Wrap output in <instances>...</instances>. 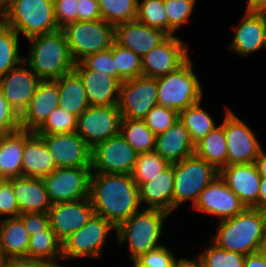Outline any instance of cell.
<instances>
[{
  "instance_id": "23",
  "label": "cell",
  "mask_w": 266,
  "mask_h": 267,
  "mask_svg": "<svg viewBox=\"0 0 266 267\" xmlns=\"http://www.w3.org/2000/svg\"><path fill=\"white\" fill-rule=\"evenodd\" d=\"M74 70L83 81L90 106L118 104L120 82L116 78L89 70L81 62L75 63Z\"/></svg>"
},
{
  "instance_id": "29",
  "label": "cell",
  "mask_w": 266,
  "mask_h": 267,
  "mask_svg": "<svg viewBox=\"0 0 266 267\" xmlns=\"http://www.w3.org/2000/svg\"><path fill=\"white\" fill-rule=\"evenodd\" d=\"M29 239V232L19 216L1 219L0 250L3 258L27 257Z\"/></svg>"
},
{
  "instance_id": "60",
  "label": "cell",
  "mask_w": 266,
  "mask_h": 267,
  "mask_svg": "<svg viewBox=\"0 0 266 267\" xmlns=\"http://www.w3.org/2000/svg\"><path fill=\"white\" fill-rule=\"evenodd\" d=\"M12 0H0V5L5 9Z\"/></svg>"
},
{
  "instance_id": "46",
  "label": "cell",
  "mask_w": 266,
  "mask_h": 267,
  "mask_svg": "<svg viewBox=\"0 0 266 267\" xmlns=\"http://www.w3.org/2000/svg\"><path fill=\"white\" fill-rule=\"evenodd\" d=\"M80 62L89 70L102 72L117 79V68L111 49L90 54Z\"/></svg>"
},
{
  "instance_id": "2",
  "label": "cell",
  "mask_w": 266,
  "mask_h": 267,
  "mask_svg": "<svg viewBox=\"0 0 266 267\" xmlns=\"http://www.w3.org/2000/svg\"><path fill=\"white\" fill-rule=\"evenodd\" d=\"M28 40L32 46L28 57L23 58L24 65H28L41 81L57 80L74 70L75 62L61 29Z\"/></svg>"
},
{
  "instance_id": "55",
  "label": "cell",
  "mask_w": 266,
  "mask_h": 267,
  "mask_svg": "<svg viewBox=\"0 0 266 267\" xmlns=\"http://www.w3.org/2000/svg\"><path fill=\"white\" fill-rule=\"evenodd\" d=\"M196 260H188L186 258L175 259L174 267H204L202 258L196 257Z\"/></svg>"
},
{
  "instance_id": "18",
  "label": "cell",
  "mask_w": 266,
  "mask_h": 267,
  "mask_svg": "<svg viewBox=\"0 0 266 267\" xmlns=\"http://www.w3.org/2000/svg\"><path fill=\"white\" fill-rule=\"evenodd\" d=\"M220 178L246 208L259 209L261 175L255 163L231 164L219 170Z\"/></svg>"
},
{
  "instance_id": "25",
  "label": "cell",
  "mask_w": 266,
  "mask_h": 267,
  "mask_svg": "<svg viewBox=\"0 0 266 267\" xmlns=\"http://www.w3.org/2000/svg\"><path fill=\"white\" fill-rule=\"evenodd\" d=\"M8 180L12 183L20 214L49 212L52 203L42 178L21 176Z\"/></svg>"
},
{
  "instance_id": "38",
  "label": "cell",
  "mask_w": 266,
  "mask_h": 267,
  "mask_svg": "<svg viewBox=\"0 0 266 267\" xmlns=\"http://www.w3.org/2000/svg\"><path fill=\"white\" fill-rule=\"evenodd\" d=\"M168 165L169 163L155 151L139 153L130 175L139 187L158 176Z\"/></svg>"
},
{
  "instance_id": "41",
  "label": "cell",
  "mask_w": 266,
  "mask_h": 267,
  "mask_svg": "<svg viewBox=\"0 0 266 267\" xmlns=\"http://www.w3.org/2000/svg\"><path fill=\"white\" fill-rule=\"evenodd\" d=\"M195 5L196 0H164L168 35H173L184 23L188 22Z\"/></svg>"
},
{
  "instance_id": "5",
  "label": "cell",
  "mask_w": 266,
  "mask_h": 267,
  "mask_svg": "<svg viewBox=\"0 0 266 267\" xmlns=\"http://www.w3.org/2000/svg\"><path fill=\"white\" fill-rule=\"evenodd\" d=\"M4 23L27 39L60 29L53 0H12L5 8Z\"/></svg>"
},
{
  "instance_id": "6",
  "label": "cell",
  "mask_w": 266,
  "mask_h": 267,
  "mask_svg": "<svg viewBox=\"0 0 266 267\" xmlns=\"http://www.w3.org/2000/svg\"><path fill=\"white\" fill-rule=\"evenodd\" d=\"M203 91L190 58L178 69L157 78V104L178 113L202 101Z\"/></svg>"
},
{
  "instance_id": "16",
  "label": "cell",
  "mask_w": 266,
  "mask_h": 267,
  "mask_svg": "<svg viewBox=\"0 0 266 267\" xmlns=\"http://www.w3.org/2000/svg\"><path fill=\"white\" fill-rule=\"evenodd\" d=\"M188 50L183 41L175 35H169L142 57V75L155 79L166 76L190 58Z\"/></svg>"
},
{
  "instance_id": "44",
  "label": "cell",
  "mask_w": 266,
  "mask_h": 267,
  "mask_svg": "<svg viewBox=\"0 0 266 267\" xmlns=\"http://www.w3.org/2000/svg\"><path fill=\"white\" fill-rule=\"evenodd\" d=\"M177 119H179V113L176 110L156 105L143 120L157 136L168 130Z\"/></svg>"
},
{
  "instance_id": "58",
  "label": "cell",
  "mask_w": 266,
  "mask_h": 267,
  "mask_svg": "<svg viewBox=\"0 0 266 267\" xmlns=\"http://www.w3.org/2000/svg\"><path fill=\"white\" fill-rule=\"evenodd\" d=\"M259 253L266 259V226H265L262 241L260 244Z\"/></svg>"
},
{
  "instance_id": "26",
  "label": "cell",
  "mask_w": 266,
  "mask_h": 267,
  "mask_svg": "<svg viewBox=\"0 0 266 267\" xmlns=\"http://www.w3.org/2000/svg\"><path fill=\"white\" fill-rule=\"evenodd\" d=\"M154 151L173 164L194 155L195 144L183 123L177 119L168 130L156 136Z\"/></svg>"
},
{
  "instance_id": "13",
  "label": "cell",
  "mask_w": 266,
  "mask_h": 267,
  "mask_svg": "<svg viewBox=\"0 0 266 267\" xmlns=\"http://www.w3.org/2000/svg\"><path fill=\"white\" fill-rule=\"evenodd\" d=\"M91 168H56L42 178L52 204L89 198Z\"/></svg>"
},
{
  "instance_id": "34",
  "label": "cell",
  "mask_w": 266,
  "mask_h": 267,
  "mask_svg": "<svg viewBox=\"0 0 266 267\" xmlns=\"http://www.w3.org/2000/svg\"><path fill=\"white\" fill-rule=\"evenodd\" d=\"M120 134L138 154L152 152L155 149L156 135L144 120L122 118Z\"/></svg>"
},
{
  "instance_id": "50",
  "label": "cell",
  "mask_w": 266,
  "mask_h": 267,
  "mask_svg": "<svg viewBox=\"0 0 266 267\" xmlns=\"http://www.w3.org/2000/svg\"><path fill=\"white\" fill-rule=\"evenodd\" d=\"M19 217L22 219L30 236L46 229L50 225L48 213H21Z\"/></svg>"
},
{
  "instance_id": "45",
  "label": "cell",
  "mask_w": 266,
  "mask_h": 267,
  "mask_svg": "<svg viewBox=\"0 0 266 267\" xmlns=\"http://www.w3.org/2000/svg\"><path fill=\"white\" fill-rule=\"evenodd\" d=\"M175 259L170 250L162 245L142 254L132 267H174Z\"/></svg>"
},
{
  "instance_id": "51",
  "label": "cell",
  "mask_w": 266,
  "mask_h": 267,
  "mask_svg": "<svg viewBox=\"0 0 266 267\" xmlns=\"http://www.w3.org/2000/svg\"><path fill=\"white\" fill-rule=\"evenodd\" d=\"M101 19L97 0H78V21Z\"/></svg>"
},
{
  "instance_id": "14",
  "label": "cell",
  "mask_w": 266,
  "mask_h": 267,
  "mask_svg": "<svg viewBox=\"0 0 266 267\" xmlns=\"http://www.w3.org/2000/svg\"><path fill=\"white\" fill-rule=\"evenodd\" d=\"M57 168H91L92 148L75 131L60 134H38Z\"/></svg>"
},
{
  "instance_id": "61",
  "label": "cell",
  "mask_w": 266,
  "mask_h": 267,
  "mask_svg": "<svg viewBox=\"0 0 266 267\" xmlns=\"http://www.w3.org/2000/svg\"><path fill=\"white\" fill-rule=\"evenodd\" d=\"M5 136V133H3L2 131H0V144H1V141H2V138Z\"/></svg>"
},
{
  "instance_id": "20",
  "label": "cell",
  "mask_w": 266,
  "mask_h": 267,
  "mask_svg": "<svg viewBox=\"0 0 266 267\" xmlns=\"http://www.w3.org/2000/svg\"><path fill=\"white\" fill-rule=\"evenodd\" d=\"M48 214L51 229L63 242L73 232L83 227L94 215V211L90 198H84L73 202L52 204Z\"/></svg>"
},
{
  "instance_id": "17",
  "label": "cell",
  "mask_w": 266,
  "mask_h": 267,
  "mask_svg": "<svg viewBox=\"0 0 266 267\" xmlns=\"http://www.w3.org/2000/svg\"><path fill=\"white\" fill-rule=\"evenodd\" d=\"M22 61L19 66L0 76V91L20 116L30 103L41 80Z\"/></svg>"
},
{
  "instance_id": "9",
  "label": "cell",
  "mask_w": 266,
  "mask_h": 267,
  "mask_svg": "<svg viewBox=\"0 0 266 267\" xmlns=\"http://www.w3.org/2000/svg\"><path fill=\"white\" fill-rule=\"evenodd\" d=\"M112 229L116 232V227L111 222L94 214L83 227L62 242V259L98 258Z\"/></svg>"
},
{
  "instance_id": "32",
  "label": "cell",
  "mask_w": 266,
  "mask_h": 267,
  "mask_svg": "<svg viewBox=\"0 0 266 267\" xmlns=\"http://www.w3.org/2000/svg\"><path fill=\"white\" fill-rule=\"evenodd\" d=\"M194 154L209 162L218 171L228 166V150L224 132V120L220 126L215 127L195 144Z\"/></svg>"
},
{
  "instance_id": "62",
  "label": "cell",
  "mask_w": 266,
  "mask_h": 267,
  "mask_svg": "<svg viewBox=\"0 0 266 267\" xmlns=\"http://www.w3.org/2000/svg\"><path fill=\"white\" fill-rule=\"evenodd\" d=\"M3 260V256H2V253H1V250H0V262Z\"/></svg>"
},
{
  "instance_id": "36",
  "label": "cell",
  "mask_w": 266,
  "mask_h": 267,
  "mask_svg": "<svg viewBox=\"0 0 266 267\" xmlns=\"http://www.w3.org/2000/svg\"><path fill=\"white\" fill-rule=\"evenodd\" d=\"M19 56V34L5 23L0 24V76L23 61Z\"/></svg>"
},
{
  "instance_id": "24",
  "label": "cell",
  "mask_w": 266,
  "mask_h": 267,
  "mask_svg": "<svg viewBox=\"0 0 266 267\" xmlns=\"http://www.w3.org/2000/svg\"><path fill=\"white\" fill-rule=\"evenodd\" d=\"M243 22L235 31L230 50L249 56L266 46V13L246 12Z\"/></svg>"
},
{
  "instance_id": "35",
  "label": "cell",
  "mask_w": 266,
  "mask_h": 267,
  "mask_svg": "<svg viewBox=\"0 0 266 267\" xmlns=\"http://www.w3.org/2000/svg\"><path fill=\"white\" fill-rule=\"evenodd\" d=\"M200 104L201 101L179 112V120L188 130L190 139L194 144L217 126L210 114L200 107Z\"/></svg>"
},
{
  "instance_id": "59",
  "label": "cell",
  "mask_w": 266,
  "mask_h": 267,
  "mask_svg": "<svg viewBox=\"0 0 266 267\" xmlns=\"http://www.w3.org/2000/svg\"><path fill=\"white\" fill-rule=\"evenodd\" d=\"M5 9L0 5V24L4 23Z\"/></svg>"
},
{
  "instance_id": "43",
  "label": "cell",
  "mask_w": 266,
  "mask_h": 267,
  "mask_svg": "<svg viewBox=\"0 0 266 267\" xmlns=\"http://www.w3.org/2000/svg\"><path fill=\"white\" fill-rule=\"evenodd\" d=\"M77 117L60 107L55 108L45 122L35 131L36 134H60L75 132Z\"/></svg>"
},
{
  "instance_id": "37",
  "label": "cell",
  "mask_w": 266,
  "mask_h": 267,
  "mask_svg": "<svg viewBox=\"0 0 266 267\" xmlns=\"http://www.w3.org/2000/svg\"><path fill=\"white\" fill-rule=\"evenodd\" d=\"M101 19L116 26L136 20L138 0H97Z\"/></svg>"
},
{
  "instance_id": "27",
  "label": "cell",
  "mask_w": 266,
  "mask_h": 267,
  "mask_svg": "<svg viewBox=\"0 0 266 267\" xmlns=\"http://www.w3.org/2000/svg\"><path fill=\"white\" fill-rule=\"evenodd\" d=\"M174 167L169 164L158 176L141 184L140 203H146L150 209L173 212Z\"/></svg>"
},
{
  "instance_id": "12",
  "label": "cell",
  "mask_w": 266,
  "mask_h": 267,
  "mask_svg": "<svg viewBox=\"0 0 266 267\" xmlns=\"http://www.w3.org/2000/svg\"><path fill=\"white\" fill-rule=\"evenodd\" d=\"M121 119L118 105L89 106L77 117L76 132L93 148L120 134Z\"/></svg>"
},
{
  "instance_id": "19",
  "label": "cell",
  "mask_w": 266,
  "mask_h": 267,
  "mask_svg": "<svg viewBox=\"0 0 266 267\" xmlns=\"http://www.w3.org/2000/svg\"><path fill=\"white\" fill-rule=\"evenodd\" d=\"M195 210L217 216L219 221L236 216L246 207L218 176L200 193Z\"/></svg>"
},
{
  "instance_id": "1",
  "label": "cell",
  "mask_w": 266,
  "mask_h": 267,
  "mask_svg": "<svg viewBox=\"0 0 266 267\" xmlns=\"http://www.w3.org/2000/svg\"><path fill=\"white\" fill-rule=\"evenodd\" d=\"M89 198L94 214L116 228L142 205L138 186L129 174L91 173Z\"/></svg>"
},
{
  "instance_id": "48",
  "label": "cell",
  "mask_w": 266,
  "mask_h": 267,
  "mask_svg": "<svg viewBox=\"0 0 266 267\" xmlns=\"http://www.w3.org/2000/svg\"><path fill=\"white\" fill-rule=\"evenodd\" d=\"M20 215L16 197L13 193L12 183L8 179H0V216Z\"/></svg>"
},
{
  "instance_id": "21",
  "label": "cell",
  "mask_w": 266,
  "mask_h": 267,
  "mask_svg": "<svg viewBox=\"0 0 266 267\" xmlns=\"http://www.w3.org/2000/svg\"><path fill=\"white\" fill-rule=\"evenodd\" d=\"M168 36L163 30L145 25L137 19L114 26L115 43L141 58Z\"/></svg>"
},
{
  "instance_id": "54",
  "label": "cell",
  "mask_w": 266,
  "mask_h": 267,
  "mask_svg": "<svg viewBox=\"0 0 266 267\" xmlns=\"http://www.w3.org/2000/svg\"><path fill=\"white\" fill-rule=\"evenodd\" d=\"M246 12L266 13V0H248Z\"/></svg>"
},
{
  "instance_id": "49",
  "label": "cell",
  "mask_w": 266,
  "mask_h": 267,
  "mask_svg": "<svg viewBox=\"0 0 266 267\" xmlns=\"http://www.w3.org/2000/svg\"><path fill=\"white\" fill-rule=\"evenodd\" d=\"M20 128V116L9 105L0 91V131L5 134L16 132Z\"/></svg>"
},
{
  "instance_id": "11",
  "label": "cell",
  "mask_w": 266,
  "mask_h": 267,
  "mask_svg": "<svg viewBox=\"0 0 266 267\" xmlns=\"http://www.w3.org/2000/svg\"><path fill=\"white\" fill-rule=\"evenodd\" d=\"M137 157L138 153L119 134L92 148L91 170L92 173L130 175Z\"/></svg>"
},
{
  "instance_id": "42",
  "label": "cell",
  "mask_w": 266,
  "mask_h": 267,
  "mask_svg": "<svg viewBox=\"0 0 266 267\" xmlns=\"http://www.w3.org/2000/svg\"><path fill=\"white\" fill-rule=\"evenodd\" d=\"M210 244L200 254L204 267H244V255L220 248L213 241Z\"/></svg>"
},
{
  "instance_id": "40",
  "label": "cell",
  "mask_w": 266,
  "mask_h": 267,
  "mask_svg": "<svg viewBox=\"0 0 266 267\" xmlns=\"http://www.w3.org/2000/svg\"><path fill=\"white\" fill-rule=\"evenodd\" d=\"M136 19L145 25L161 29L167 33L164 0H138Z\"/></svg>"
},
{
  "instance_id": "7",
  "label": "cell",
  "mask_w": 266,
  "mask_h": 267,
  "mask_svg": "<svg viewBox=\"0 0 266 267\" xmlns=\"http://www.w3.org/2000/svg\"><path fill=\"white\" fill-rule=\"evenodd\" d=\"M60 29L75 63L90 54L110 49L115 42L114 26L103 19L70 22Z\"/></svg>"
},
{
  "instance_id": "15",
  "label": "cell",
  "mask_w": 266,
  "mask_h": 267,
  "mask_svg": "<svg viewBox=\"0 0 266 267\" xmlns=\"http://www.w3.org/2000/svg\"><path fill=\"white\" fill-rule=\"evenodd\" d=\"M224 132L228 150V165L255 163L261 145L254 132L230 109L224 118Z\"/></svg>"
},
{
  "instance_id": "52",
  "label": "cell",
  "mask_w": 266,
  "mask_h": 267,
  "mask_svg": "<svg viewBox=\"0 0 266 267\" xmlns=\"http://www.w3.org/2000/svg\"><path fill=\"white\" fill-rule=\"evenodd\" d=\"M0 267H54L47 261L30 257L3 258Z\"/></svg>"
},
{
  "instance_id": "22",
  "label": "cell",
  "mask_w": 266,
  "mask_h": 267,
  "mask_svg": "<svg viewBox=\"0 0 266 267\" xmlns=\"http://www.w3.org/2000/svg\"><path fill=\"white\" fill-rule=\"evenodd\" d=\"M59 107V89L54 80L41 81L29 105L20 115V128L35 132Z\"/></svg>"
},
{
  "instance_id": "10",
  "label": "cell",
  "mask_w": 266,
  "mask_h": 267,
  "mask_svg": "<svg viewBox=\"0 0 266 267\" xmlns=\"http://www.w3.org/2000/svg\"><path fill=\"white\" fill-rule=\"evenodd\" d=\"M118 108L122 118L143 120L157 104V78L138 76L120 83Z\"/></svg>"
},
{
  "instance_id": "47",
  "label": "cell",
  "mask_w": 266,
  "mask_h": 267,
  "mask_svg": "<svg viewBox=\"0 0 266 267\" xmlns=\"http://www.w3.org/2000/svg\"><path fill=\"white\" fill-rule=\"evenodd\" d=\"M55 20L59 28L78 21V0H53Z\"/></svg>"
},
{
  "instance_id": "53",
  "label": "cell",
  "mask_w": 266,
  "mask_h": 267,
  "mask_svg": "<svg viewBox=\"0 0 266 267\" xmlns=\"http://www.w3.org/2000/svg\"><path fill=\"white\" fill-rule=\"evenodd\" d=\"M244 267H266V259L259 253H252L245 256Z\"/></svg>"
},
{
  "instance_id": "39",
  "label": "cell",
  "mask_w": 266,
  "mask_h": 267,
  "mask_svg": "<svg viewBox=\"0 0 266 267\" xmlns=\"http://www.w3.org/2000/svg\"><path fill=\"white\" fill-rule=\"evenodd\" d=\"M117 68V80L133 79L142 75V58L135 52L113 43L110 48Z\"/></svg>"
},
{
  "instance_id": "30",
  "label": "cell",
  "mask_w": 266,
  "mask_h": 267,
  "mask_svg": "<svg viewBox=\"0 0 266 267\" xmlns=\"http://www.w3.org/2000/svg\"><path fill=\"white\" fill-rule=\"evenodd\" d=\"M25 130L5 134L0 144V179L22 176Z\"/></svg>"
},
{
  "instance_id": "28",
  "label": "cell",
  "mask_w": 266,
  "mask_h": 267,
  "mask_svg": "<svg viewBox=\"0 0 266 267\" xmlns=\"http://www.w3.org/2000/svg\"><path fill=\"white\" fill-rule=\"evenodd\" d=\"M56 168L53 157L42 138L35 132L25 130L22 176L43 178Z\"/></svg>"
},
{
  "instance_id": "3",
  "label": "cell",
  "mask_w": 266,
  "mask_h": 267,
  "mask_svg": "<svg viewBox=\"0 0 266 267\" xmlns=\"http://www.w3.org/2000/svg\"><path fill=\"white\" fill-rule=\"evenodd\" d=\"M218 226L212 241L220 248L244 256L256 253L266 226V211L246 208L234 217L221 220Z\"/></svg>"
},
{
  "instance_id": "56",
  "label": "cell",
  "mask_w": 266,
  "mask_h": 267,
  "mask_svg": "<svg viewBox=\"0 0 266 267\" xmlns=\"http://www.w3.org/2000/svg\"><path fill=\"white\" fill-rule=\"evenodd\" d=\"M256 167L262 178H266V153L261 148L258 157L255 160Z\"/></svg>"
},
{
  "instance_id": "33",
  "label": "cell",
  "mask_w": 266,
  "mask_h": 267,
  "mask_svg": "<svg viewBox=\"0 0 266 267\" xmlns=\"http://www.w3.org/2000/svg\"><path fill=\"white\" fill-rule=\"evenodd\" d=\"M27 257L47 261L54 267H63L55 262L62 259V242L50 225L30 236Z\"/></svg>"
},
{
  "instance_id": "31",
  "label": "cell",
  "mask_w": 266,
  "mask_h": 267,
  "mask_svg": "<svg viewBox=\"0 0 266 267\" xmlns=\"http://www.w3.org/2000/svg\"><path fill=\"white\" fill-rule=\"evenodd\" d=\"M59 89V107L78 117L90 105L80 76L72 70L54 80Z\"/></svg>"
},
{
  "instance_id": "8",
  "label": "cell",
  "mask_w": 266,
  "mask_h": 267,
  "mask_svg": "<svg viewBox=\"0 0 266 267\" xmlns=\"http://www.w3.org/2000/svg\"><path fill=\"white\" fill-rule=\"evenodd\" d=\"M173 167V211L189 199H192L194 206L200 193L219 176L213 165L195 154L173 163Z\"/></svg>"
},
{
  "instance_id": "4",
  "label": "cell",
  "mask_w": 266,
  "mask_h": 267,
  "mask_svg": "<svg viewBox=\"0 0 266 267\" xmlns=\"http://www.w3.org/2000/svg\"><path fill=\"white\" fill-rule=\"evenodd\" d=\"M141 211L134 213L116 228L118 245L127 241L132 262L142 254L162 246L157 241L163 230L164 219L169 215L158 209L146 208Z\"/></svg>"
},
{
  "instance_id": "57",
  "label": "cell",
  "mask_w": 266,
  "mask_h": 267,
  "mask_svg": "<svg viewBox=\"0 0 266 267\" xmlns=\"http://www.w3.org/2000/svg\"><path fill=\"white\" fill-rule=\"evenodd\" d=\"M259 209L266 211V178H261L259 191Z\"/></svg>"
}]
</instances>
